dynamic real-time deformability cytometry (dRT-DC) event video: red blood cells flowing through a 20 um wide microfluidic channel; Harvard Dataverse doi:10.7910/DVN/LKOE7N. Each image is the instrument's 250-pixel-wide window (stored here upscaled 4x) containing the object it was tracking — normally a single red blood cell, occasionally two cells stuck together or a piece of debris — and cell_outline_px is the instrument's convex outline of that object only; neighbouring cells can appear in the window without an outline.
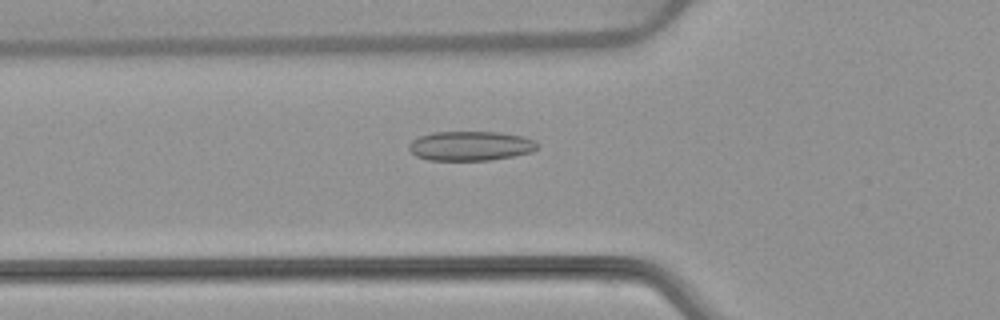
{"species": "common noctule bat (a hibernating species)", "species_latin": "Nyctalus noctula", "temperature_condition": "warm", "stored_images_in_passage": 47, "camera_frame_rate_fps": 3000, "um_per_image_px": 0.085, "animal": {"sex": "female", "body_mass_g": 22.7, "forearm_length_mm": 54.2}, "frame": {"image": 1, "passage_image": 13, "time_ms": 4.0, "image_size_px": [1000, 320], "cell_outline_px": [[536, 148], [532, 152], [492, 160], [428, 160], [416, 156], [408, 148], [408, 144], [412, 140], [420, 136], [432, 132], [500, 132], [520, 136], [536, 140]], "centroid_in_image_um": [39.96, 12.4], "position_along_channel_um": 85.8, "area_um2": 22.02}}
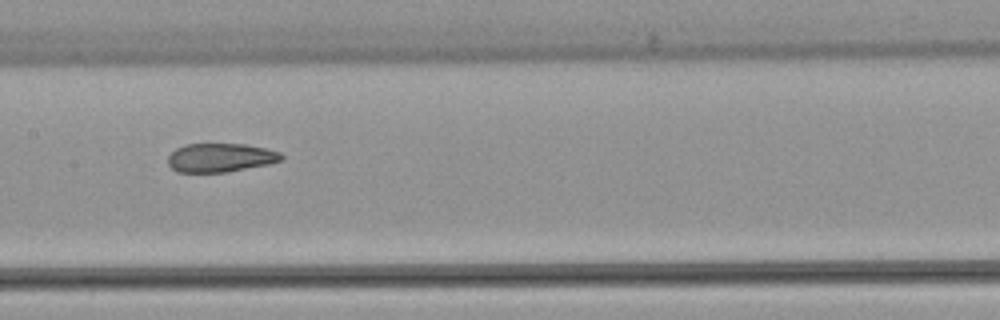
{"frame": {"image": 2, "passage_image": 21, "time_ms": 6.667, "image_size_px": [1000, 320], "cell_outline_px": [[284, 160], [268, 164], [224, 172], [176, 172], [168, 164], [168, 156], [176, 148], [184, 144], [244, 144], [264, 148], [280, 152], [284, 156]], "centroid_in_image_um": [18.73, 13.4], "position_along_channel_um": 188.7, "area_um2": 18.96}}
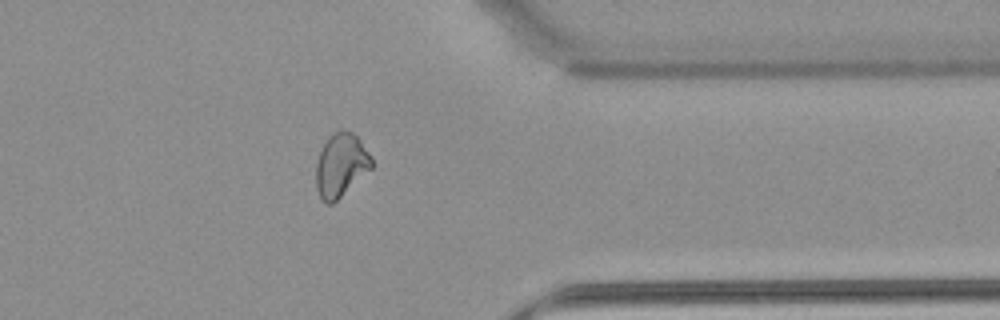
{"frame": {"image": 3, "passage_image": 37, "time_ms": 12.0, "image_size_px": [1000, 320], "cell_outline_px": [[372, 168], [332, 204], [324, 204], [320, 200], [316, 188], [316, 164], [320, 152], [328, 136], [332, 132], [340, 128], [352, 132], [360, 140], [372, 156]], "centroid_in_image_um": [28.96, 14.03], "position_along_channel_um": 382.4, "area_um2": 20.75}, "authors_computed_cell_mechanics": {"area_um2": 20.9236, "velocity_mm_per_s": 3.8304, "shape_relaxation_time_tau1_ms": null, "shape_relaxation_time_tau2_ms": 1.8898, "deformation_change_tau1": null, "deformation_change_tau2": 0.0886}}